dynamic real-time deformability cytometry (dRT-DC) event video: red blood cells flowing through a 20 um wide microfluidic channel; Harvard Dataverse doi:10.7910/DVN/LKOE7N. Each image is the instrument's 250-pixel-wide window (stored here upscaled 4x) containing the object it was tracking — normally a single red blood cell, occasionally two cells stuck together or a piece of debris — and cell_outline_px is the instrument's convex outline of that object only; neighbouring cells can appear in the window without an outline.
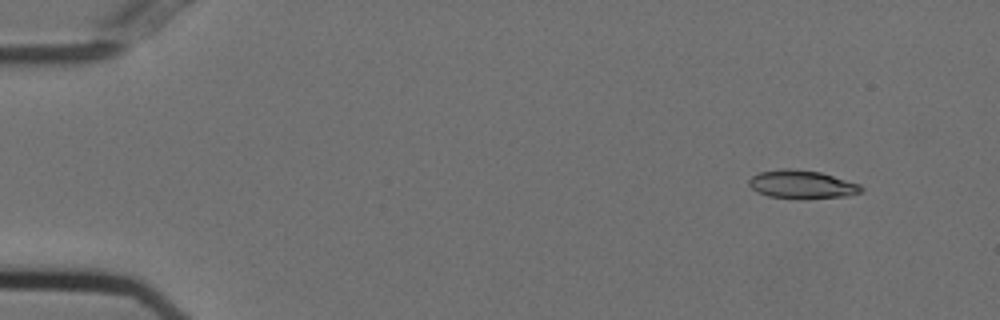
{"species": "Egyptian fruit bat (a non-hibernating species)", "species_latin": "Rousettus aegyptiacus", "temperature_condition": "cold", "stored_images_in_passage": 52, "camera_frame_rate_fps": 3000, "um_per_image_px": 0.085, "animal": {"sex": "female"}, "frame": {"image": 1, "passage_image": 3, "time_ms": 0.667, "image_size_px": [1000, 320], "cell_outline_px": [[864, 192], [848, 196], [768, 196], [756, 192], [748, 184], [748, 180], [752, 176], [760, 172], [784, 168], [792, 168], [820, 172], [860, 184], [864, 188]], "centroid_in_image_um": [68.16, 15.63], "position_along_channel_um": 16.8, "area_um2": 17.8}}
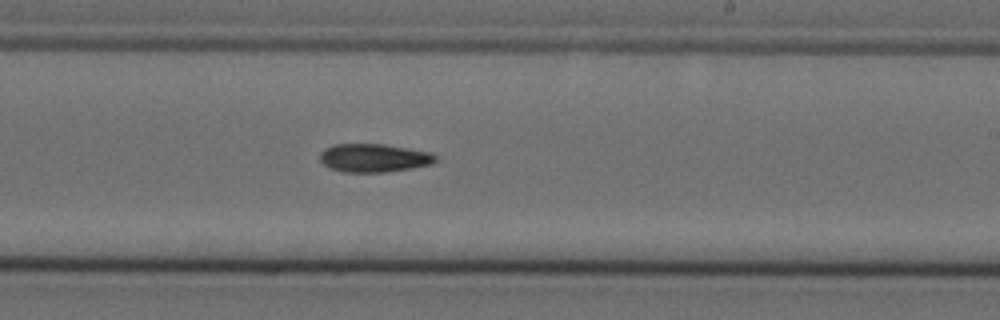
{"frame": {"image": 2, "passage_image": 31, "time_ms": 10.0, "image_size_px": [1000, 320], "cell_outline_px": [[440, 156], [432, 164], [412, 168], [384, 172], [344, 172], [328, 168], [320, 160], [320, 152], [324, 148], [332, 144], [384, 144], [432, 152]], "centroid_in_image_um": [31.8, 13.42], "position_along_channel_um": 257.2, "area_um2": 19.36}}
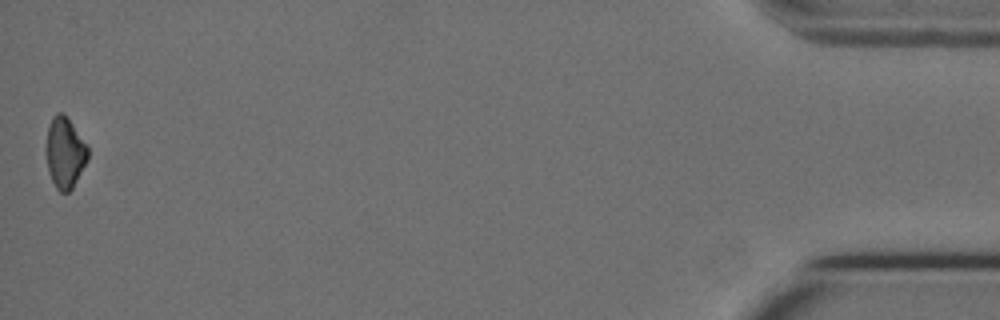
{"frame": {"image": 3, "passage_image": 52, "time_ms": 17.0, "image_size_px": [1000, 320], "cell_outline_px": [[88, 160], [72, 188], [68, 192], [60, 192], [56, 188], [52, 180], [48, 168], [48, 124], [52, 116], [56, 112], [64, 112], [88, 148]], "centroid_in_image_um": [5.53, 12.96], "position_along_channel_um": 429.7, "area_um2": 16.76}}